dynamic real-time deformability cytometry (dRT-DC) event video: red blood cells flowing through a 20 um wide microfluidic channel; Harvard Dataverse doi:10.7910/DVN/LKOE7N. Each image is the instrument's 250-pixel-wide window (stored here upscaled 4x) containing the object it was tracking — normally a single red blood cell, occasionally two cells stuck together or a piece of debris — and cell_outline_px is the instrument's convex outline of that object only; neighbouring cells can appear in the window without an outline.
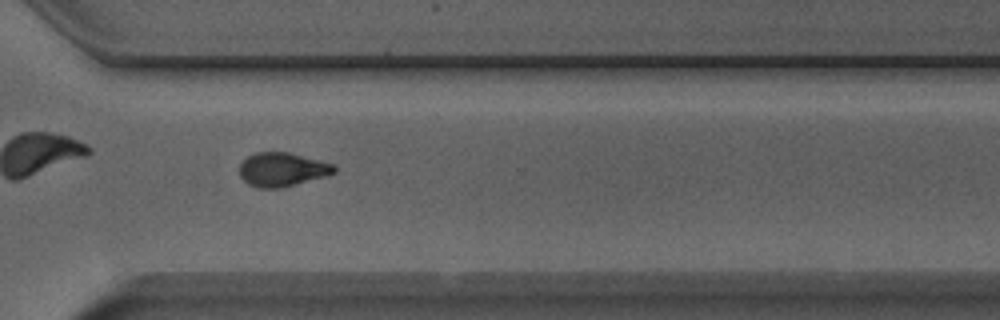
{"species": "Egyptian fruit bat (a non-hibernating species)", "species_latin": "Rousettus aegyptiacus", "temperature_condition": "room temperature", "stored_images_in_passage": 51, "camera_frame_rate_fps": 3000, "um_per_image_px": 0.085, "animal": {"sex": "male"}, "frame": {"image": 1, "passage_image": 37, "time_ms": 12.0, "image_size_px": [1000, 320], "cell_outline_px": [[336, 172], [328, 176], [280, 188], [256, 188], [248, 184], [240, 176], [240, 164], [248, 156], [256, 152], [288, 152], [332, 164], [336, 168]], "centroid_in_image_um": [23.98, 14.42], "position_along_channel_um": 346.6, "area_um2": 18.61}}
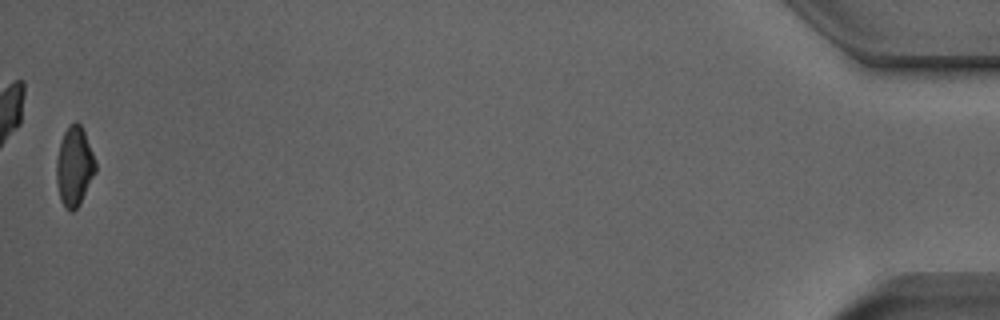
{"frame": {"image": 2, "passage_image": 51, "time_ms": 16.667, "image_size_px": [1000, 320], "cell_outline_px": [[96, 172], [80, 204], [72, 212], [64, 208], [60, 200], [56, 180], [56, 160], [60, 144], [64, 132], [68, 124], [76, 120], [80, 124], [84, 132], [92, 152], [96, 164]], "centroid_in_image_um": [6.31, 14.16], "position_along_channel_um": 428.9, "area_um2": 18.15}, "authors_computed_cell_mechanics": {"area_um2": 18.3226, "velocity_mm_per_s": 3.949, "shape_relaxation_time_tau1_ms": 3.9395, "shape_relaxation_time_tau2_ms": 2.7323, "deformation_change_tau1": 0.1343, "deformation_change_tau2": 0.0821}}